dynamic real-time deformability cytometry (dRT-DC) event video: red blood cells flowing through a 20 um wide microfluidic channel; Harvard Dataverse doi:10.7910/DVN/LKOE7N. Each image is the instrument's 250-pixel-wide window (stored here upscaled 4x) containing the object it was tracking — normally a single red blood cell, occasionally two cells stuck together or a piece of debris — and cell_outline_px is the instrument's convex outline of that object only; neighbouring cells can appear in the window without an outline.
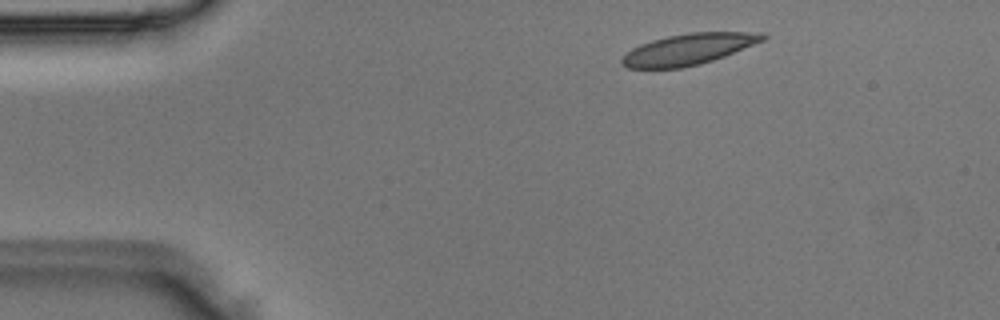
{"species": "Egyptian fruit bat (a non-hibernating species)", "species_latin": "Rousettus aegyptiacus", "temperature_condition": "room temperature", "stored_images_in_passage": 2, "camera_frame_rate_fps": 3000, "um_per_image_px": 0.085, "animal": {"sex": "male"}, "frame": {"image": 1, "passage_image": 1, "time_ms": 0.0, "image_size_px": [1000, 320], "cell_outline_px": [[768, 36], [764, 40], [724, 56], [700, 64], [680, 68], [628, 68], [620, 64], [620, 60], [632, 48], [640, 44], [652, 40], [668, 36], [688, 32], [764, 32]], "centroid_in_image_um": [58.52, 4.18], "position_along_channel_um": 26.5, "area_um2": 25.43}}